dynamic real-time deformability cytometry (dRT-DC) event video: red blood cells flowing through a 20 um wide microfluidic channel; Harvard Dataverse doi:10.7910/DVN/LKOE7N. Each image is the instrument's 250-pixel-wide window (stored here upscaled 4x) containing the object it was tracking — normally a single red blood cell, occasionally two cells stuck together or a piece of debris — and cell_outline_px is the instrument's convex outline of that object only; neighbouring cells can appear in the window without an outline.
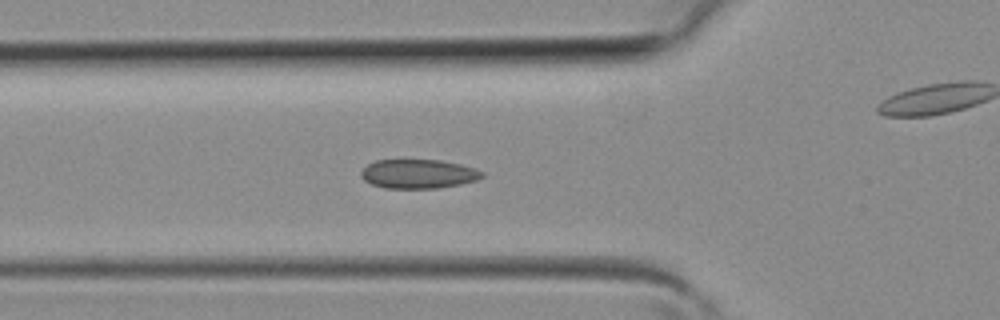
{"species": "common noctule bat (a hibernating species)", "species_latin": "Nyctalus noctula", "temperature_condition": "room temperature", "stored_images_in_passage": 40, "camera_frame_rate_fps": 3000, "um_per_image_px": 0.085, "animal": {"sex": "female", "body_mass_g": 19.3, "forearm_length_mm": 54.1}, "frame": {"image": 1, "passage_image": 13, "time_ms": 4.0, "image_size_px": [1000, 320], "cell_outline_px": [[484, 176], [476, 180], [460, 184], [436, 188], [384, 188], [372, 184], [364, 180], [360, 176], [360, 172], [368, 164], [376, 160], [440, 160], [460, 164], [476, 168], [484, 172]], "centroid_in_image_um": [35.56, 14.78], "position_along_channel_um": 90.2, "area_um2": 20.52}}
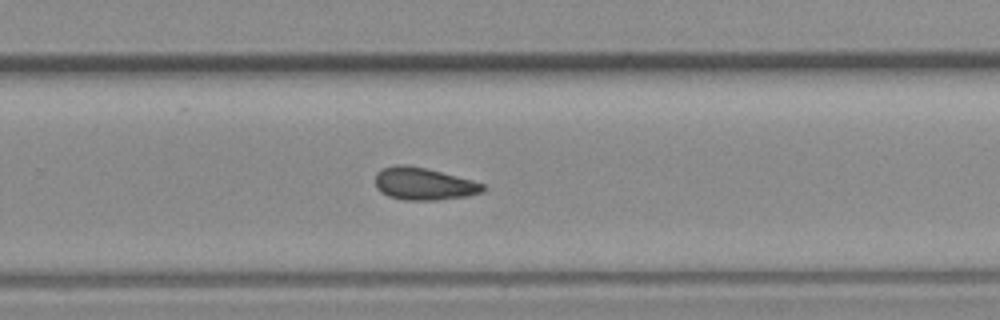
{"frame": {"image": 2, "passage_image": 25, "time_ms": 8.0, "image_size_px": [1000, 320], "cell_outline_px": [[488, 188], [480, 192], [468, 196], [436, 200], [404, 200], [388, 196], [380, 192], [376, 188], [376, 172], [384, 168], [396, 164], [408, 164], [472, 180], [484, 184]], "centroid_in_image_um": [36.0, 15.63], "position_along_channel_um": 293.8, "area_um2": 20.29}}
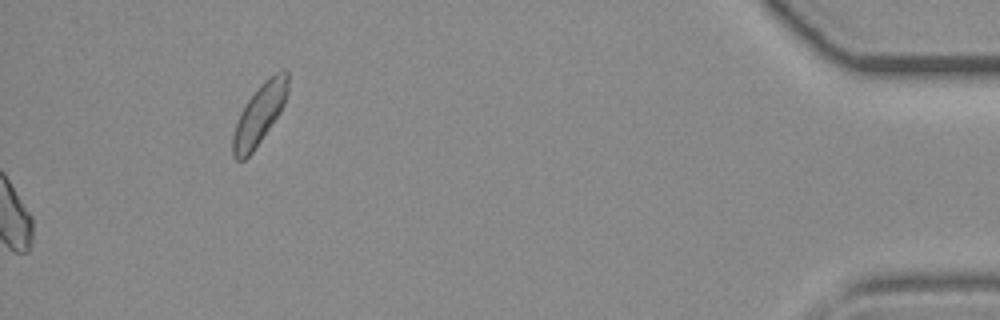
{"frame": {"image": 3, "passage_image": 40, "time_ms": 13.0, "image_size_px": [1000, 320], "cell_outline_px": [[288, 92], [284, 104], [280, 112], [252, 152], [244, 160], [236, 160], [232, 156], [232, 136], [240, 112], [244, 104], [260, 84], [264, 80], [276, 72], [284, 68], [288, 72]], "centroid_in_image_um": [22.04, 9.69], "position_along_channel_um": 413.2, "area_um2": 19.31}}